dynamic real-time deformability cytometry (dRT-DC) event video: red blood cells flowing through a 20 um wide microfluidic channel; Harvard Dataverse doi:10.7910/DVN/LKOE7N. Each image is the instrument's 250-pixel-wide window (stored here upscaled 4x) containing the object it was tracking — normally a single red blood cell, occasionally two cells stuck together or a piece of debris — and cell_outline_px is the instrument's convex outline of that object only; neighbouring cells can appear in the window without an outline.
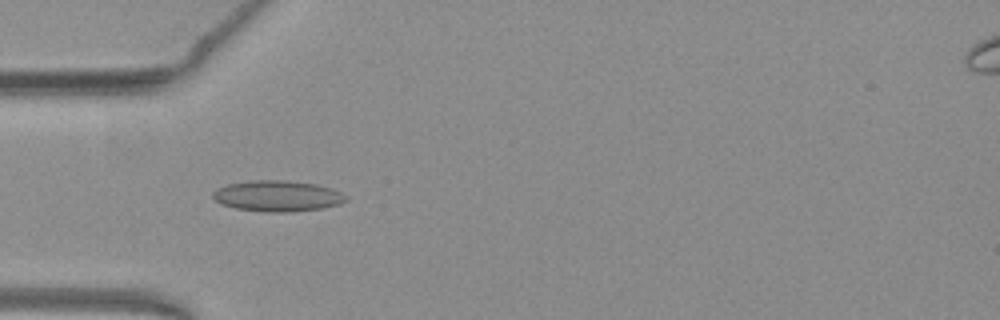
{"species": "common noctule bat (a hibernating species)", "species_latin": "Nyctalus noctula", "temperature_condition": "warm", "stored_images_in_passage": 39, "camera_frame_rate_fps": 3000, "um_per_image_px": 0.085, "animal": {"sex": "female", "body_mass_g": 19.3, "forearm_length_mm": 54.1}, "frame": {"image": 1, "passage_image": 3, "time_ms": 0.667, "image_size_px": [1000, 320], "cell_outline_px": [[348, 200], [340, 204], [324, 208], [292, 212], [268, 212], [236, 208], [220, 204], [212, 196], [212, 192], [216, 188], [228, 184], [248, 180], [288, 180], [316, 184], [332, 188], [348, 196]], "centroid_in_image_um": [23.6, 16.65], "position_along_channel_um": 61.4, "area_um2": 24.28}}
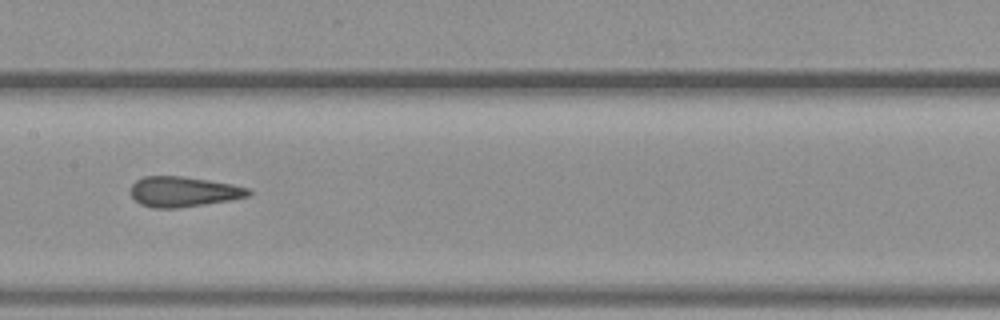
{"frame": {"image": 2, "passage_image": 13, "time_ms": 4.0, "image_size_px": [1000, 320], "cell_outline_px": [[252, 192], [248, 196], [228, 200], [204, 204], [176, 208], [152, 208], [140, 204], [132, 196], [132, 184], [136, 180], [144, 176], [184, 176], [232, 184], [248, 188]], "centroid_in_image_um": [15.57, 16.29], "position_along_channel_um": 191.8, "area_um2": 20.58}}
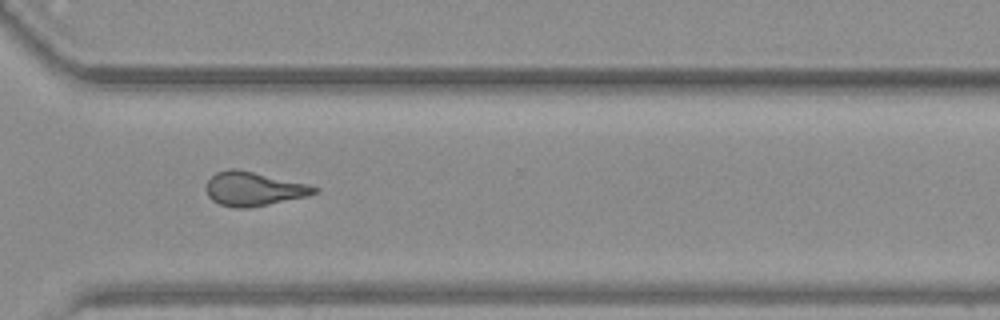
{"frame": {"image": 3, "passage_image": 25, "time_ms": 8.0, "image_size_px": [1000, 320], "cell_outline_px": [[320, 192], [308, 196], [248, 208], [236, 208], [220, 204], [212, 200], [208, 196], [204, 188], [208, 180], [216, 172], [228, 168], [236, 168], [308, 184], [320, 188]], "centroid_in_image_um": [21.55, 16.05], "position_along_channel_um": 349.0, "area_um2": 21.56}, "authors_computed_cell_mechanics": {"area_um2": 21.4438, "velocity_mm_per_s": 3.9403, "shape_relaxation_time_tau1_ms": null, "shape_relaxation_time_tau2_ms": 1.2755, "deformation_change_tau1": null, "deformation_change_tau2": 0.1059}}